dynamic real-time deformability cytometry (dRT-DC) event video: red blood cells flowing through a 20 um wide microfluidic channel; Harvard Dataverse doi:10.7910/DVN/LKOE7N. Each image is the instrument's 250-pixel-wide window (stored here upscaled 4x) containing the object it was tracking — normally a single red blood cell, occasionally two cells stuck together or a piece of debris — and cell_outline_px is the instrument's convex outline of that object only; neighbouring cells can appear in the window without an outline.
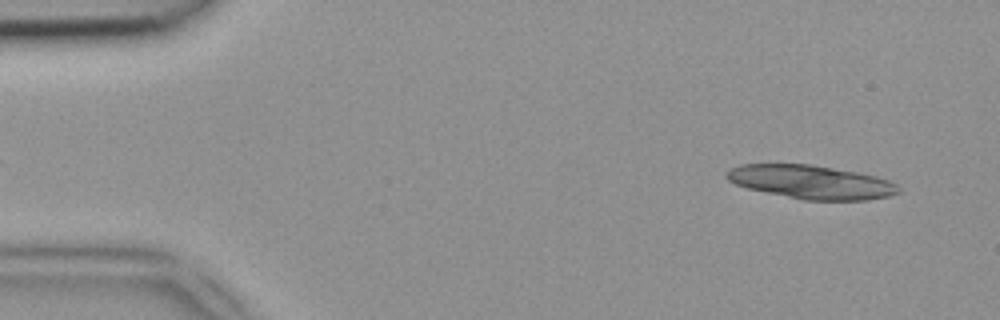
{"species": "common noctule bat (a hibernating species)", "species_latin": "Nyctalus noctula", "temperature_condition": "room temperature", "stored_images_in_passage": 12, "camera_frame_rate_fps": 3000, "um_per_image_px": 0.085, "animal": {"sex": "female", "body_mass_g": 18.4}, "frame": {"image": 1, "passage_image": 3, "time_ms": 0.667, "image_size_px": [1000, 320], "cell_outline_px": [[900, 192], [888, 196], [868, 200], [804, 200], [748, 188], [736, 184], [728, 180], [724, 176], [732, 168], [740, 164], [812, 164], [856, 172], [876, 176], [888, 180], [896, 184], [900, 188]], "centroid_in_image_um": [68.97, 15.47], "position_along_channel_um": 16.0, "area_um2": 33.47}}